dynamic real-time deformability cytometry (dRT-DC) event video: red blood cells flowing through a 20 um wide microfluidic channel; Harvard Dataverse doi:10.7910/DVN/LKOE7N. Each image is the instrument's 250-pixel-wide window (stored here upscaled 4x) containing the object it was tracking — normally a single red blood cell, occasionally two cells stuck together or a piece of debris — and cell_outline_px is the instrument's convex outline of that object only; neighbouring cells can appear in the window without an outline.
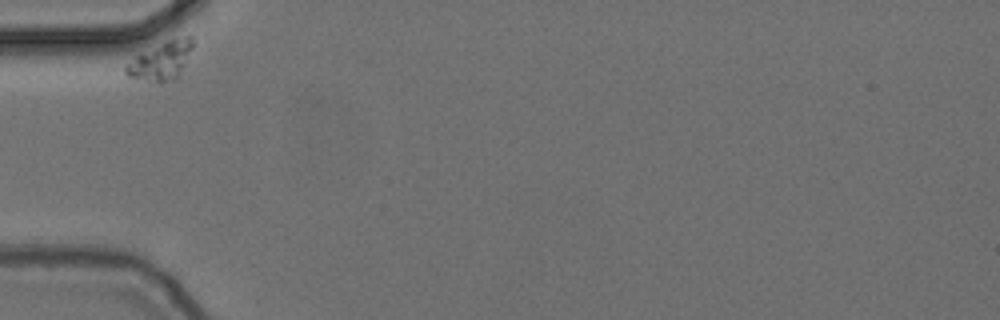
{"species": "common noctule bat (a hibernating species)", "species_latin": "Nyctalus noctula", "temperature_condition": "cold", "stored_images_in_passage": 39, "camera_frame_rate_fps": 3000, "um_per_image_px": 0.085, "animal": {"sex": "female", "body_mass_g": 24.6, "forearm_length_mm": 56.2}, "frame": {"image": 1, "passage_image": 1, "time_ms": 0.0, "image_size_px": [1000, 320], "cell_outline_px": [[196, 44], [176, 80], [160, 84], [128, 76], [124, 72], [124, 68], [136, 56], [168, 40], [184, 36], [192, 36], [196, 40]], "centroid_in_image_um": [13.78, 5.18], "position_along_channel_um": 71.2, "area_um2": 15.03}}
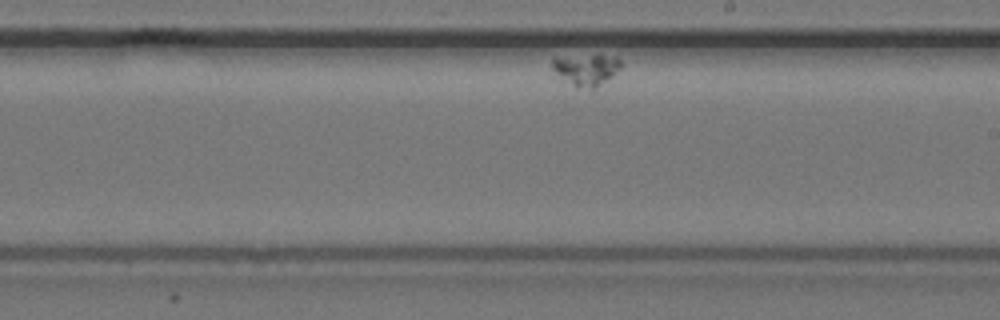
{"frame": {"image": 2, "passage_image": 23, "time_ms": 7.333, "image_size_px": [1000, 320], "cell_outline_px": [[620, 68], [612, 76], [596, 88], [576, 88], [556, 72], [552, 68], [552, 60], [592, 56], [616, 56], [620, 60]], "centroid_in_image_um": [49.89, 5.96], "position_along_channel_um": 239.1, "area_um2": 11.79}}
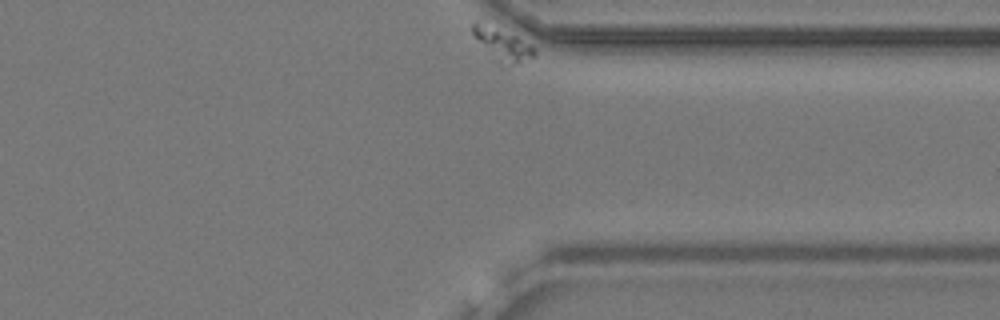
{"frame": {"image": 3, "passage_image": 39, "time_ms": 12.667, "image_size_px": [1000, 320], "cell_outline_px": [[536, 56], [520, 64], [508, 68], [500, 68], [488, 60], [472, 36], [472, 24], [476, 24], [516, 36], [532, 44], [536, 48]], "centroid_in_image_um": [42.72, 3.99], "position_along_channel_um": 368.7, "area_um2": 12.37}}